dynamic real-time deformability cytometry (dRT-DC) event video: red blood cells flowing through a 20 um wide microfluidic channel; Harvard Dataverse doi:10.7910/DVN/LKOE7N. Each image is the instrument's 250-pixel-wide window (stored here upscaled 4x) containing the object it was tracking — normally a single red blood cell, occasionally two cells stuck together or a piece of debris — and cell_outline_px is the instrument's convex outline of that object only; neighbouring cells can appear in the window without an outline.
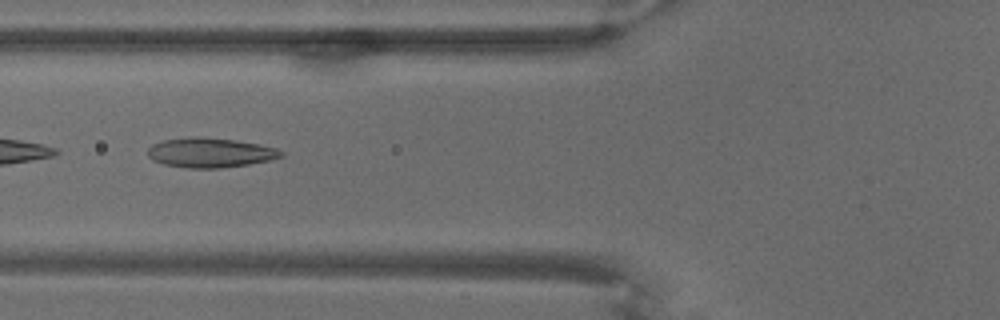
{"species": "common noctule bat (a hibernating species)", "species_latin": "Nyctalus noctula", "temperature_condition": "warm", "stored_images_in_passage": 39, "camera_frame_rate_fps": 3000, "um_per_image_px": 0.085, "animal": {"sex": "male", "body_mass_g": 18.8}, "frame": {"image": 1, "passage_image": 28, "time_ms": 9.0, "image_size_px": [1000, 320], "cell_outline_px": [[284, 156], [272, 160], [248, 164], [220, 168], [188, 168], [164, 164], [152, 160], [148, 156], [148, 148], [152, 144], [164, 140], [192, 136], [200, 136], [236, 140], [260, 144], [276, 148], [284, 152]], "centroid_in_image_um": [17.88, 12.97], "position_along_channel_um": 107.9, "area_um2": 23.24}}